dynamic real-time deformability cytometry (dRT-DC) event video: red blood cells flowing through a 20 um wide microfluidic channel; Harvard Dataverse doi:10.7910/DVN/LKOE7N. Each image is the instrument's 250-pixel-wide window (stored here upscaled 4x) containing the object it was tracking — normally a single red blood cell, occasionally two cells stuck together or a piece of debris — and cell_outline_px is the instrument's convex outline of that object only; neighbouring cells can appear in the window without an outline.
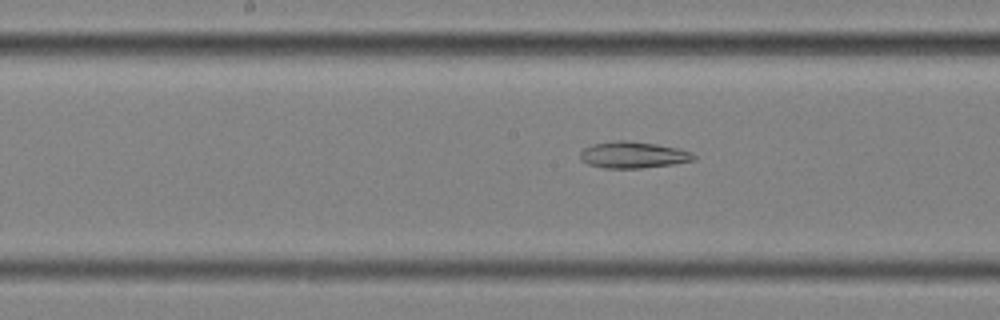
{"species": "common noctule bat (a hibernating species)", "species_latin": "Nyctalus noctula", "temperature_condition": "cold", "stored_images_in_passage": 41, "camera_frame_rate_fps": 3000, "um_per_image_px": 0.085, "animal": {"sex": "female", "body_mass_g": 25.1}, "frame": {"image": 1, "passage_image": 14, "time_ms": 4.333, "image_size_px": [1000, 320], "cell_outline_px": [[696, 160], [672, 164], [640, 168], [604, 168], [588, 164], [580, 160], [580, 152], [584, 148], [592, 144], [616, 140], [628, 140], [656, 144], [680, 148], [692, 152], [696, 156]], "centroid_in_image_um": [53.82, 13.16], "position_along_channel_um": 194.4, "area_um2": 17.69}}
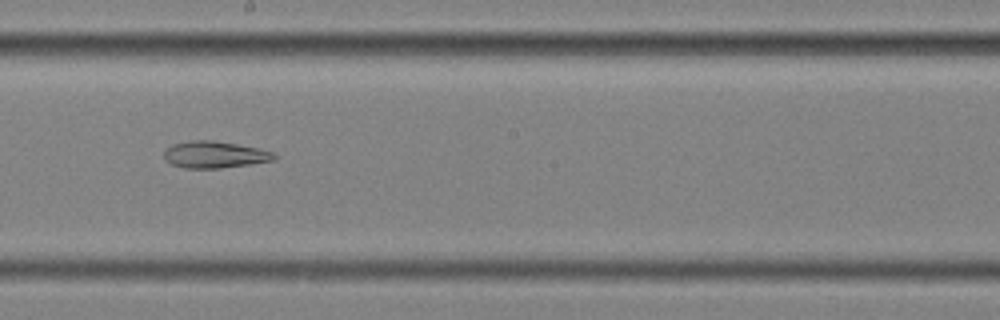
{"frame": {"image": 2, "passage_image": 17, "time_ms": 5.333, "image_size_px": [1000, 320], "cell_outline_px": [[276, 160], [252, 164], [220, 168], [184, 168], [172, 164], [164, 160], [164, 152], [172, 144], [188, 140], [212, 140], [236, 144], [256, 148], [272, 152], [276, 156]], "centroid_in_image_um": [18.22, 13.15], "position_along_channel_um": 230.0, "area_um2": 17.17}}
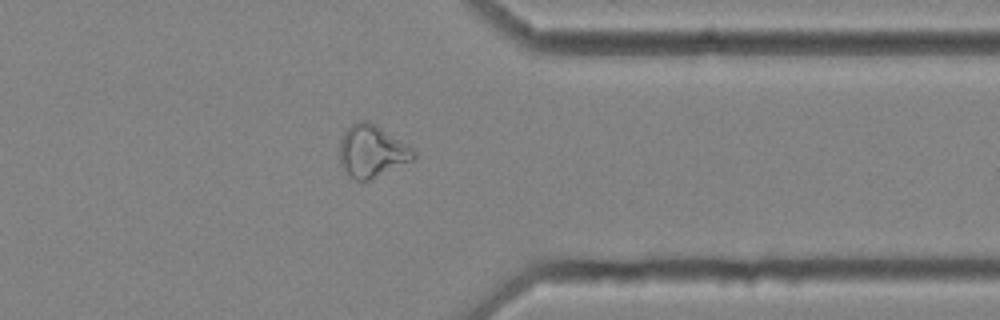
{"frame": {"image": 3, "passage_image": 30, "time_ms": 9.667, "image_size_px": [1000, 320], "cell_outline_px": [[416, 156], [412, 160], [368, 180], [356, 180], [340, 164], [340, 140], [344, 132], [352, 124], [360, 120], [368, 120], [376, 124], [412, 148], [416, 152]], "centroid_in_image_um": [31.6, 12.82], "position_along_channel_um": 379.8, "area_um2": 22.02}, "authors_computed_cell_mechanics": {"area_um2": 20.4612, "velocity_mm_per_s": 3.563, "shape_relaxation_time_tau1_ms": null, "shape_relaxation_time_tau2_ms": 8.159, "deformation_change_tau1": null, "deformation_change_tau2": 0.2046}}